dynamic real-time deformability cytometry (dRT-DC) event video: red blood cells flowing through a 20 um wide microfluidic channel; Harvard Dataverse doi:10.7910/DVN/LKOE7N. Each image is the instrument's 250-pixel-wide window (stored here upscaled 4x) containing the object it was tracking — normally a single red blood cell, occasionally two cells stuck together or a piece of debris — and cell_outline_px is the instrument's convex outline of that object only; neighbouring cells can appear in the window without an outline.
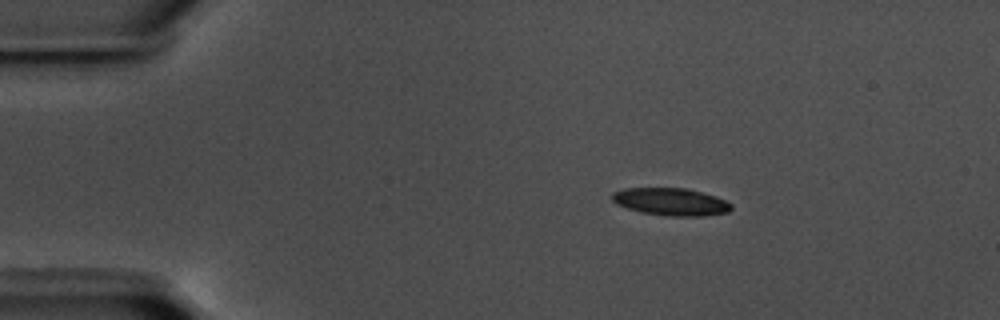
{"species": "common noctule bat (a hibernating species)", "species_latin": "Nyctalus noctula", "temperature_condition": "warm", "stored_images_in_passage": 48, "camera_frame_rate_fps": 3000, "um_per_image_px": 0.085, "animal": {"sex": "male", "body_mass_g": 17.5, "forearm_length_mm": 52.3}, "frame": {"image": 1, "passage_image": 1, "time_ms": 0.0, "image_size_px": [1000, 320], "cell_outline_px": [[732, 208], [728, 212], [704, 216], [668, 216], [640, 212], [616, 204], [612, 200], [612, 192], [624, 188], [688, 188], [716, 196], [732, 204]], "centroid_in_image_um": [57.02, 17.15], "position_along_channel_um": 28.0, "area_um2": 19.19}}
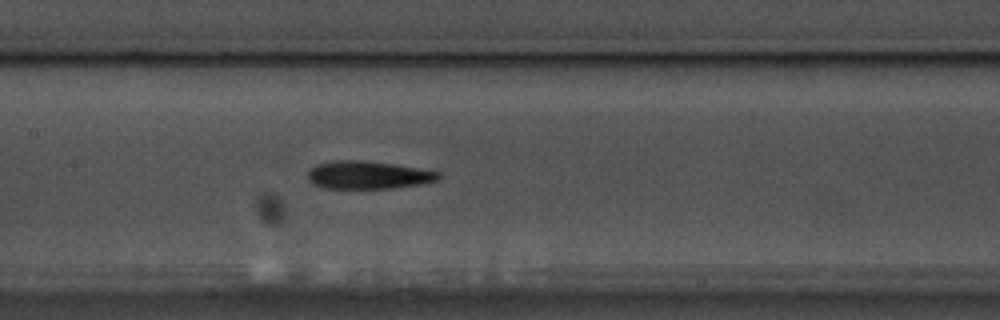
{"frame": {"image": 2, "passage_image": 19, "time_ms": 6.0, "image_size_px": [1000, 320], "cell_outline_px": [[440, 180], [420, 184], [392, 188], [324, 188], [312, 184], [308, 180], [308, 172], [316, 164], [332, 160], [364, 160], [392, 164], [440, 172]], "centroid_in_image_um": [31.26, 14.87], "position_along_channel_um": 176.1, "area_um2": 21.21}}
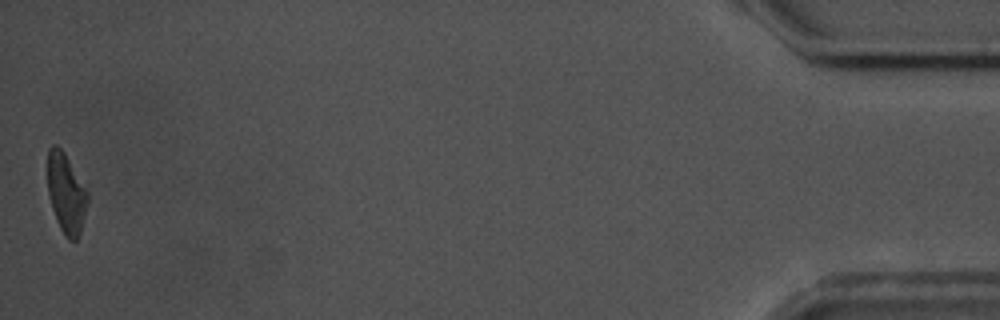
{"frame": {"image": 3, "passage_image": 48, "time_ms": 15.667, "image_size_px": [1000, 320], "cell_outline_px": [[88, 200], [80, 232], [76, 240], [68, 240], [64, 236], [56, 220], [48, 196], [48, 148], [52, 144], [56, 144], [64, 152], [88, 192]], "centroid_in_image_um": [5.61, 16.43], "position_along_channel_um": 429.6, "area_um2": 18.5}, "authors_computed_cell_mechanics": {"area_um2": 20.6346, "velocity_mm_per_s": 3.5887, "shape_relaxation_time_tau1_ms": 4.8749, "shape_relaxation_time_tau2_ms": 5.8431, "deformation_change_tau1": 0.169, "deformation_change_tau2": 0.1675}}